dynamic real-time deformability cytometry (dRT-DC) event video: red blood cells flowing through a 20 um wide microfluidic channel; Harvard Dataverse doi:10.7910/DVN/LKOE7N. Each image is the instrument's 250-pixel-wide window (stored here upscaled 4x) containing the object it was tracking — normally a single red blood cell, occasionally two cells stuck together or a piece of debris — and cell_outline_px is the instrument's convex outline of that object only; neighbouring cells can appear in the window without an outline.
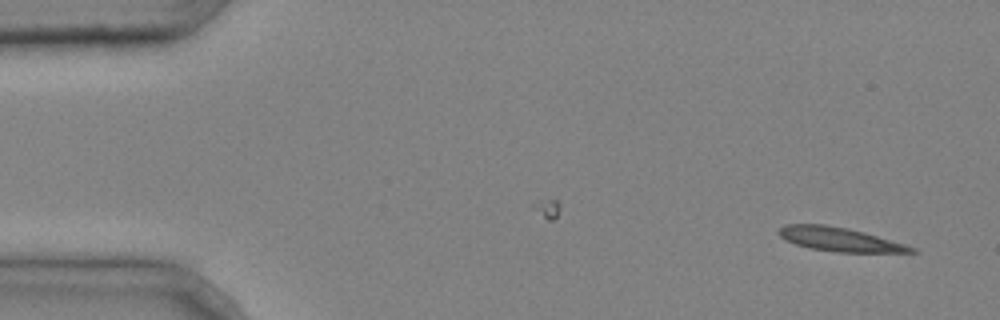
{"species": "common noctule bat (a hibernating species)", "species_latin": "Nyctalus noctula", "temperature_condition": "cold", "stored_images_in_passage": 3, "camera_frame_rate_fps": 3000, "um_per_image_px": 0.085, "animal": {"sex": "male", "body_mass_g": 20.4}, "frame": {"image": 1, "passage_image": 3, "time_ms": 0.667, "image_size_px": [1000, 320], "cell_outline_px": [[920, 252], [836, 252], [812, 248], [796, 244], [780, 236], [776, 232], [784, 224], [824, 224], [848, 228], [864, 232], [904, 244], [916, 248]], "centroid_in_image_um": [71.36, 20.33], "position_along_channel_um": 13.6, "area_um2": 18.21}}